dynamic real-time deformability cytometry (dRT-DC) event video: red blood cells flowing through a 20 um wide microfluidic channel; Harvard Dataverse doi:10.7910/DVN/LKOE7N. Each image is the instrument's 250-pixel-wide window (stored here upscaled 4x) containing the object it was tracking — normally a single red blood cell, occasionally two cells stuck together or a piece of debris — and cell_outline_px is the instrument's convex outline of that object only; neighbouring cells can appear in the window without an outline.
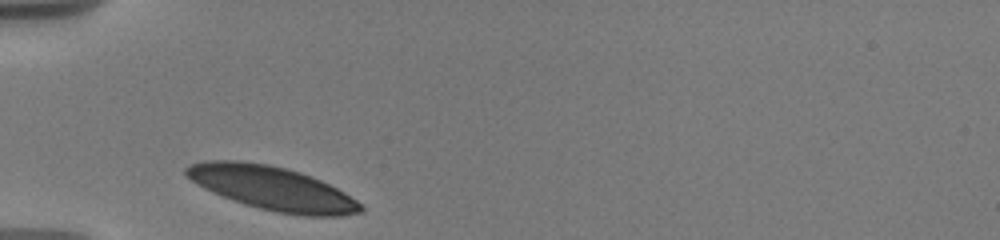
{"species": "human", "species_latin": "Homo sapiens", "temperature_condition": "warm", "stored_images_in_passage": 6, "camera_frame_rate_fps": 3000, "um_per_image_px": 0.085, "donor": {"sex": "male"}, "frame": {"image": 1, "passage_image": 1, "time_ms": 0.0, "image_size_px": [1000, 240], "cell_outline_px": [[364, 212], [340, 216], [304, 216], [276, 212], [244, 204], [204, 188], [192, 180], [184, 172], [184, 168], [188, 164], [204, 160], [240, 160], [268, 164], [288, 168], [312, 176], [344, 192], [356, 200], [364, 208]], "centroid_in_image_um": [23.15, 15.99], "position_along_channel_um": 61.9, "area_um2": 44.39}}
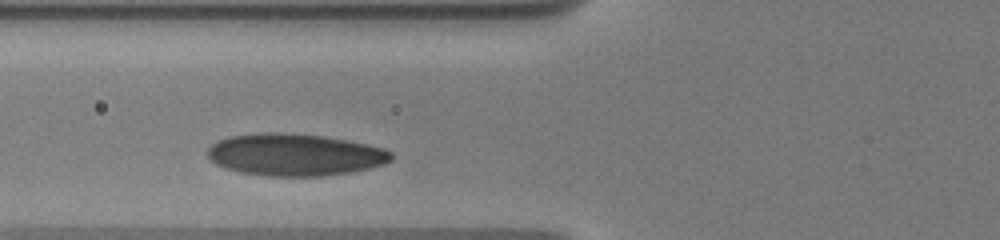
{"frame": {"image": 2, "passage_image": 4, "time_ms": 1.333, "image_size_px": [1000, 240], "cell_outline_px": [[392, 160], [384, 164], [352, 172], [320, 176], [264, 176], [240, 172], [216, 164], [208, 156], [208, 148], [216, 140], [228, 136], [260, 132], [280, 132], [320, 136], [344, 140], [384, 148], [392, 152]], "centroid_in_image_um": [25.03, 13.15], "position_along_channel_um": 100.8, "area_um2": 44.91}}
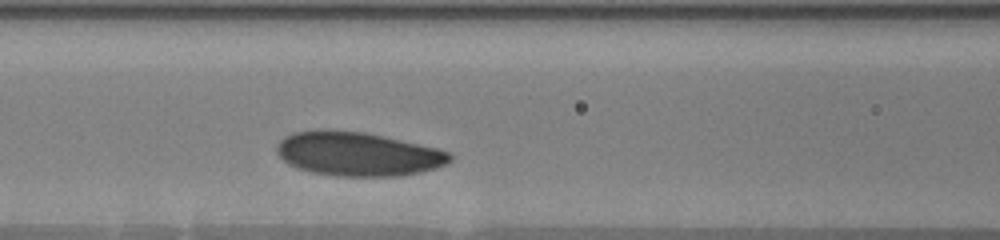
{"frame": {"image": 3, "passage_image": 6, "time_ms": 2.333, "image_size_px": [1000, 240], "cell_outline_px": [[452, 160], [448, 164], [436, 168], [420, 172], [400, 176], [332, 176], [312, 172], [296, 168], [288, 164], [276, 152], [276, 144], [284, 136], [292, 132], [316, 128], [324, 128], [364, 132], [384, 136], [436, 148], [448, 152], [452, 156]], "centroid_in_image_um": [30.36, 13.07], "position_along_channel_um": 136.2, "area_um2": 44.91}}